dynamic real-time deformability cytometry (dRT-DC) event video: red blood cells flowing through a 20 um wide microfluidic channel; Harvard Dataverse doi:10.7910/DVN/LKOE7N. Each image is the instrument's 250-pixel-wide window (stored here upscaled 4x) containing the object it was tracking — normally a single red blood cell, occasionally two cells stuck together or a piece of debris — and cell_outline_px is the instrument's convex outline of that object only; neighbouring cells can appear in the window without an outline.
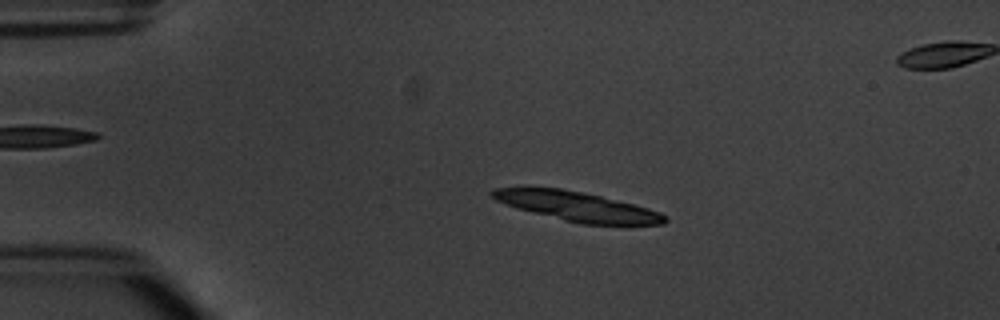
{"species": "common noctule bat (a hibernating species)", "species_latin": "Nyctalus noctula", "temperature_condition": "warm", "stored_images_in_passage": 5, "camera_frame_rate_fps": 3000, "um_per_image_px": 0.085, "animal": {"sex": "male", "body_mass_g": 20.1, "forearm_length_mm": 53.5}, "frame": {"image": 1, "passage_image": 3, "time_ms": 2.333, "image_size_px": [1000, 320], "cell_outline_px": [[668, 220], [664, 224], [580, 224], [516, 208], [496, 200], [488, 196], [488, 192], [492, 188], [520, 184], [528, 184], [560, 188], [600, 196], [648, 208], [660, 212], [668, 216]], "centroid_in_image_um": [48.87, 17.49], "position_along_channel_um": 36.1, "area_um2": 30.29}}